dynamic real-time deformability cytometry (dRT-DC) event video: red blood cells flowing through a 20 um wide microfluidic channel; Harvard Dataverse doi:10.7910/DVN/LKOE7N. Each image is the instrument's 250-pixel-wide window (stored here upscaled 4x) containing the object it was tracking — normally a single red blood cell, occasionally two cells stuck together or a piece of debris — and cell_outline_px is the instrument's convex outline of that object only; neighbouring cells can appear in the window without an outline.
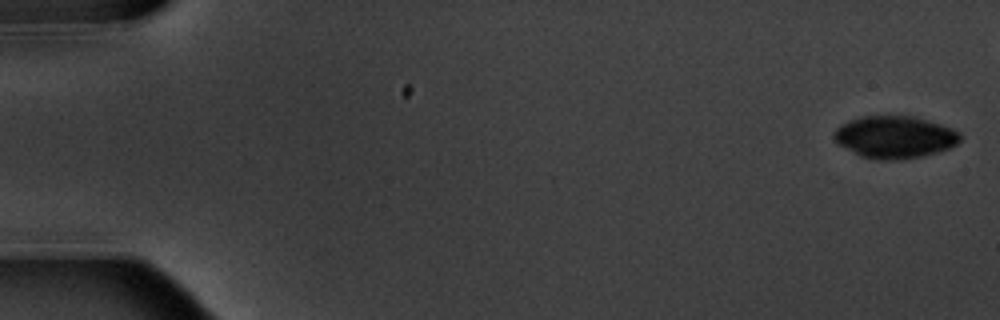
{"species": "common noctule bat (a hibernating species)", "species_latin": "Nyctalus noctula", "temperature_condition": "warm", "stored_images_in_passage": 8, "camera_frame_rate_fps": 3000, "um_per_image_px": 0.085, "animal": {"sex": "male", "body_mass_g": 20.1, "forearm_length_mm": 53.5}, "frame": {"image": 1, "passage_image": 1, "time_ms": 0.0, "image_size_px": [1000, 320], "cell_outline_px": [[960, 140], [956, 144], [940, 152], [924, 156], [896, 160], [880, 160], [864, 156], [840, 144], [832, 136], [832, 132], [840, 124], [848, 120], [864, 116], [916, 116], [952, 128], [960, 132]], "centroid_in_image_um": [76.08, 11.63], "position_along_channel_um": 8.9, "area_um2": 30.92}}